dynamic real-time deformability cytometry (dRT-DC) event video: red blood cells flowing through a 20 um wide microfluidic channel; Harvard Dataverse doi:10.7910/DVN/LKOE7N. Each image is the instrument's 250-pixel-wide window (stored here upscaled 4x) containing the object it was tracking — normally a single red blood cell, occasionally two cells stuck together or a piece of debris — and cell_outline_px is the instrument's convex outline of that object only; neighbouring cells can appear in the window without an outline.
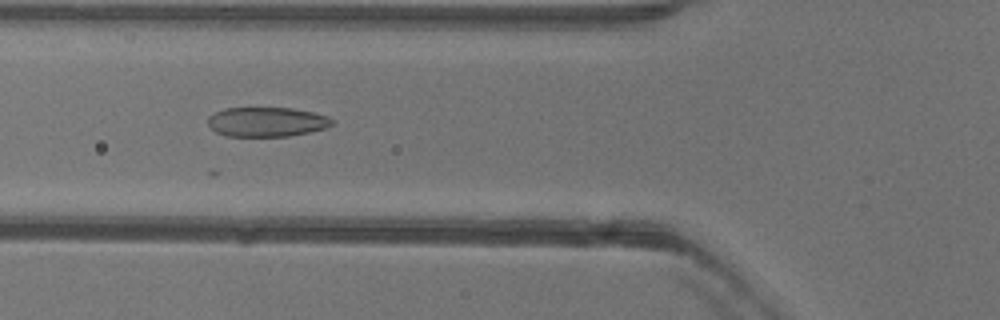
{"species": "common noctule bat (a hibernating species)", "species_latin": "Nyctalus noctula", "temperature_condition": "warm", "stored_images_in_passage": 16, "camera_frame_rate_fps": 3000, "um_per_image_px": 0.085, "animal": {"sex": "female"}, "frame": {"image": 1, "passage_image": 7, "time_ms": 2.0, "image_size_px": [1000, 320], "cell_outline_px": [[332, 124], [324, 128], [308, 132], [288, 136], [228, 136], [216, 132], [208, 124], [208, 116], [224, 108], [292, 108], [312, 112], [328, 116], [332, 120]], "centroid_in_image_um": [22.64, 10.35], "position_along_channel_um": 103.2, "area_um2": 21.15}}
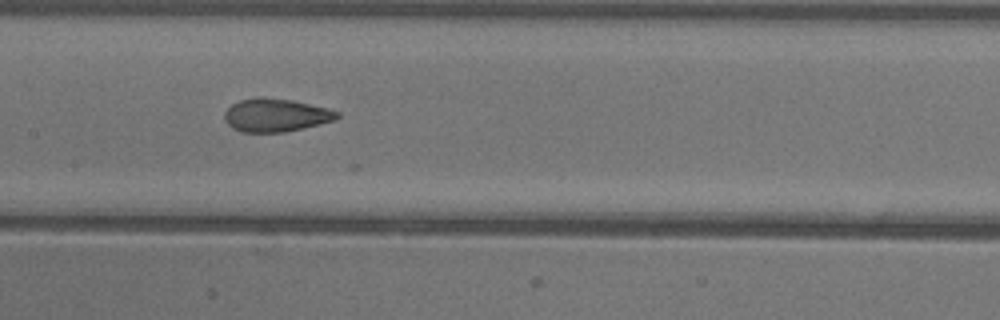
{"frame": {"image": 2, "passage_image": 13, "time_ms": 4.0, "image_size_px": [1000, 320], "cell_outline_px": [[340, 116], [332, 120], [284, 132], [240, 132], [232, 128], [224, 120], [224, 112], [232, 104], [240, 100], [260, 96], [264, 96], [292, 100], [340, 112]], "centroid_in_image_um": [23.36, 9.78], "position_along_channel_um": 184.0, "area_um2": 21.5}}
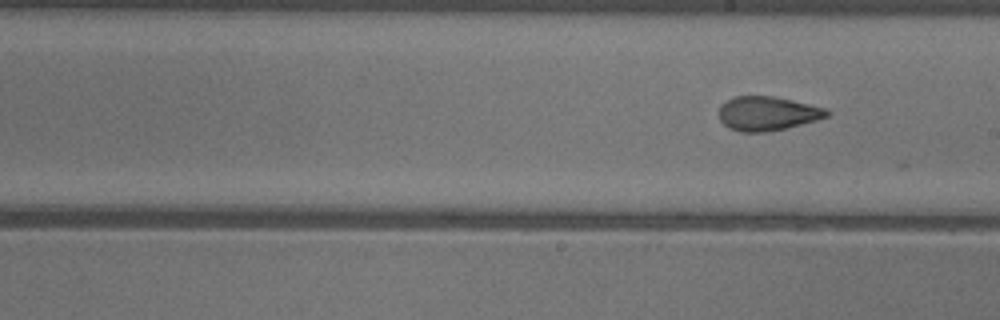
{"frame": {"image": 3, "passage_image": 16, "time_ms": 5.0, "image_size_px": [1000, 320], "cell_outline_px": [[828, 116], [816, 120], [784, 128], [764, 132], [740, 132], [728, 128], [720, 120], [720, 104], [736, 96], [772, 96], [792, 100], [828, 108]], "centroid_in_image_um": [65.22, 9.64], "position_along_channel_um": 223.8, "area_um2": 21.27}}